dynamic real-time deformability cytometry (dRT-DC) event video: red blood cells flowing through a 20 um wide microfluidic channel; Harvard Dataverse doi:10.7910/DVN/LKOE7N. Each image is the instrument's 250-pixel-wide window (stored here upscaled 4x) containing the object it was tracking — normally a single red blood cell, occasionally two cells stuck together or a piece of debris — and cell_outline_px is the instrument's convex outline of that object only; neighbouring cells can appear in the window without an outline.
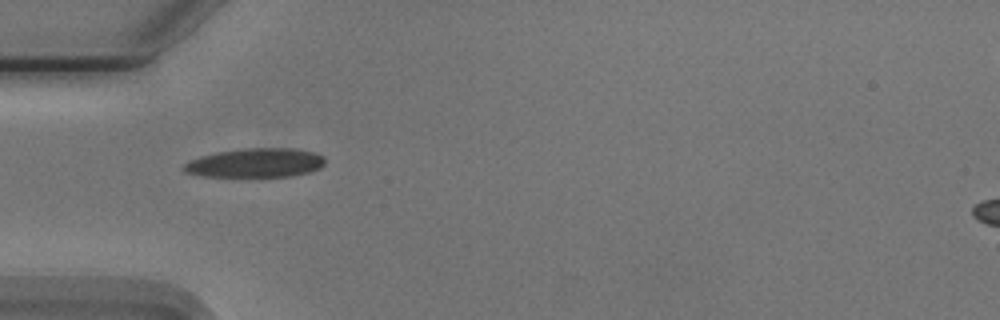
{"species": "Egyptian fruit bat (a non-hibernating species)", "species_latin": "Rousettus aegyptiacus", "temperature_condition": "cold", "stored_images_in_passage": 13, "camera_frame_rate_fps": 3000, "um_per_image_px": 0.085, "animal": {"sex": "male"}, "frame": {"image": 1, "passage_image": 1, "time_ms": 0.0, "image_size_px": [1000, 320], "cell_outline_px": [[324, 164], [320, 168], [308, 172], [292, 176], [204, 176], [184, 172], [180, 168], [188, 160], [200, 156], [220, 152], [244, 148], [292, 148], [316, 152], [324, 156]], "centroid_in_image_um": [21.71, 13.84], "position_along_channel_um": 63.3, "area_um2": 23.93}}
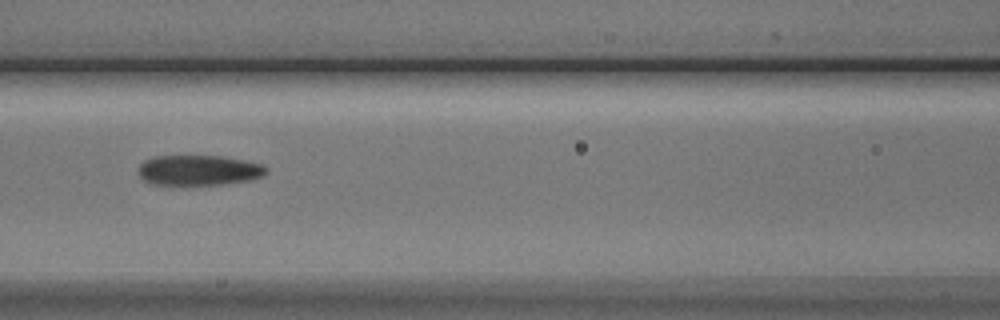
{"frame": {"image": 2, "passage_image": 8, "time_ms": 2.333, "image_size_px": [1000, 320], "cell_outline_px": [[268, 172], [264, 176], [252, 180], [224, 184], [184, 188], [152, 184], [144, 180], [140, 176], [140, 164], [144, 160], [156, 156], [220, 156], [244, 160], [264, 164], [268, 168]], "centroid_in_image_um": [16.92, 14.52], "position_along_channel_um": 149.7, "area_um2": 23.58}}
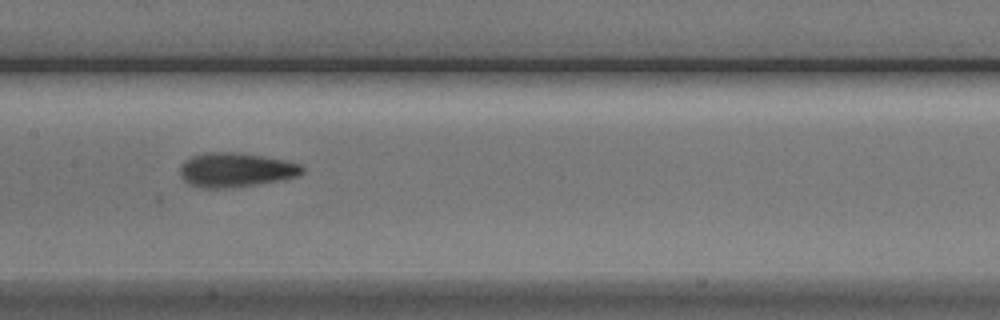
{"frame": {"image": 3, "passage_image": 11, "time_ms": 3.333, "image_size_px": [1000, 320], "cell_outline_px": [[304, 172], [300, 176], [280, 180], [256, 184], [224, 188], [200, 188], [188, 184], [180, 176], [180, 164], [184, 160], [192, 156], [208, 152], [236, 152], [264, 156], [304, 164]], "centroid_in_image_um": [20.05, 14.43], "position_along_channel_um": 187.4, "area_um2": 24.68}}